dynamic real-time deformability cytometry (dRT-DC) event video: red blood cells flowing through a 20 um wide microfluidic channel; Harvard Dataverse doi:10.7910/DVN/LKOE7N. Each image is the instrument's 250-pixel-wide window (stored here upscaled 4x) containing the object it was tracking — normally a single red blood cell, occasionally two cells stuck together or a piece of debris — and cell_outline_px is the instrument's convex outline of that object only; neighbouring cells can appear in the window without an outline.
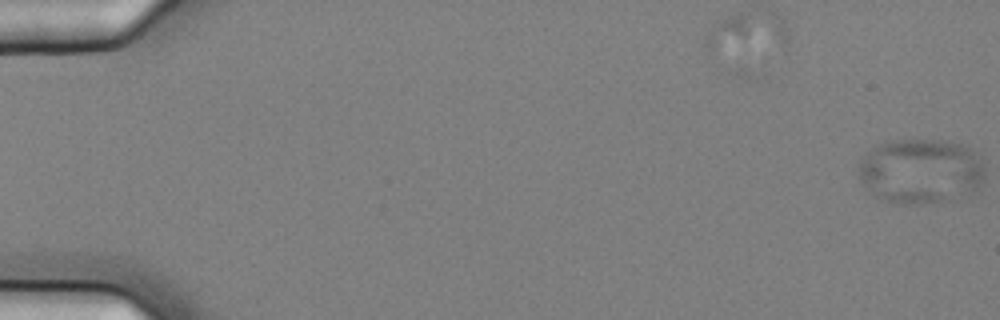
{"species": "common noctule bat (a hibernating species)", "species_latin": "Nyctalus noctula", "temperature_condition": "cold", "stored_images_in_passage": 3, "camera_frame_rate_fps": 3000, "um_per_image_px": 0.085, "animal": {"sex": "female", "body_mass_g": 25.1}, "frame": {"image": 1, "passage_image": 3, "time_ms": 0.667, "image_size_px": [1000, 320], "cell_outline_px": [[984, 180], [976, 188], [940, 200], [920, 204], [896, 204], [876, 196], [856, 176], [860, 164], [864, 156], [872, 148], [880, 144], [892, 140], [944, 140], [964, 144], [984, 164]], "centroid_in_image_um": [78.21, 14.51], "position_along_channel_um": 6.8, "area_um2": 46.99}}